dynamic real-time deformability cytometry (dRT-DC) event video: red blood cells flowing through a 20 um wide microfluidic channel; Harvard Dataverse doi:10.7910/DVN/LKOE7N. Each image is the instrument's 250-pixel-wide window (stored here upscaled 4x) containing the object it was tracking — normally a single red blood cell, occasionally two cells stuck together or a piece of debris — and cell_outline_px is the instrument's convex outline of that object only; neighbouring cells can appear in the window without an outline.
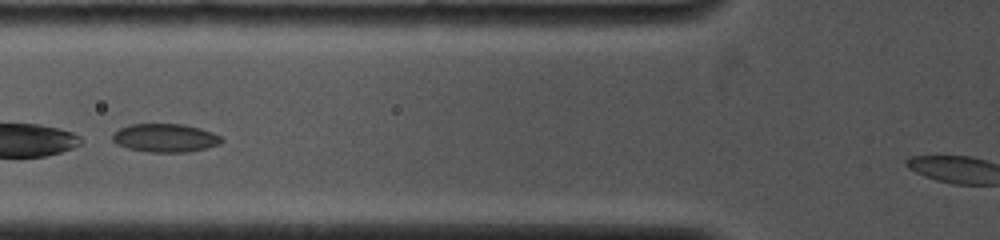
{"species": "common noctule bat (a hibernating species)", "species_latin": "Nyctalus noctula", "temperature_condition": "cold", "stored_images_in_passage": 6, "camera_frame_rate_fps": 4000, "um_per_image_px": 0.085, "animal": {"sex": "female", "body_mass_g": 19.0, "forearm_length_mm": 53.3}, "frame": {"image": 1, "passage_image": 4, "time_ms": 3.0, "image_size_px": [1000, 240], "cell_outline_px": [[224, 140], [220, 144], [188, 152], [148, 152], [128, 148], [116, 144], [112, 140], [112, 132], [120, 128], [132, 124], [184, 124], [200, 128], [212, 132], [220, 136]], "centroid_in_image_um": [14.02, 11.72], "position_along_channel_um": 111.8, "area_um2": 18.09}}
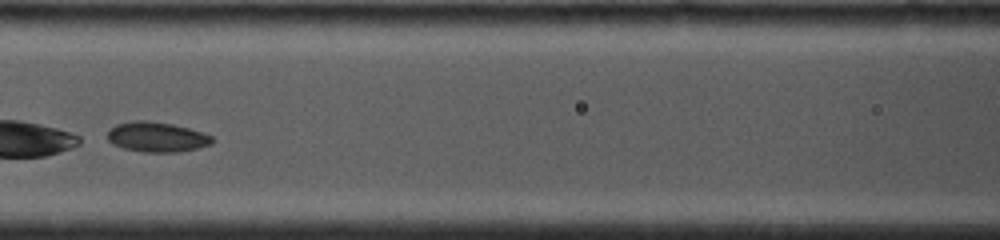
{"frame": {"image": 2, "passage_image": 5, "time_ms": 4.0, "image_size_px": [1000, 240], "cell_outline_px": [[216, 140], [212, 144], [200, 148], [180, 152], [144, 152], [124, 148], [112, 144], [108, 140], [108, 132], [116, 124], [132, 120], [148, 120], [172, 124], [188, 128], [212, 136]], "centroid_in_image_um": [13.36, 11.65], "position_along_channel_um": 153.2, "area_um2": 18.44}}
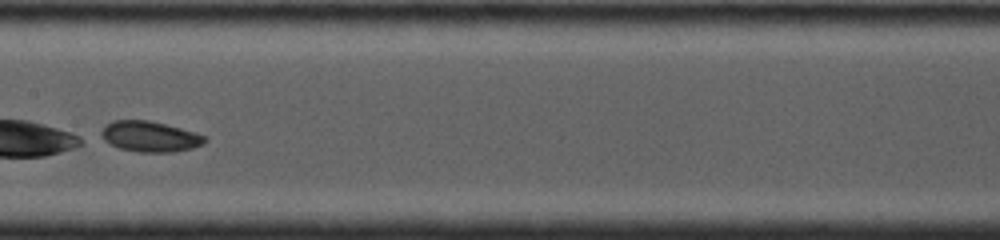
{"frame": {"image": 3, "passage_image": 6, "time_ms": 5.0, "image_size_px": [1000, 240], "cell_outline_px": [[208, 140], [204, 144], [192, 148], [172, 152], [140, 152], [120, 148], [96, 136], [104, 124], [112, 120], [148, 120], [180, 128], [204, 136]], "centroid_in_image_um": [12.66, 11.59], "position_along_channel_um": 194.7, "area_um2": 18.55}}